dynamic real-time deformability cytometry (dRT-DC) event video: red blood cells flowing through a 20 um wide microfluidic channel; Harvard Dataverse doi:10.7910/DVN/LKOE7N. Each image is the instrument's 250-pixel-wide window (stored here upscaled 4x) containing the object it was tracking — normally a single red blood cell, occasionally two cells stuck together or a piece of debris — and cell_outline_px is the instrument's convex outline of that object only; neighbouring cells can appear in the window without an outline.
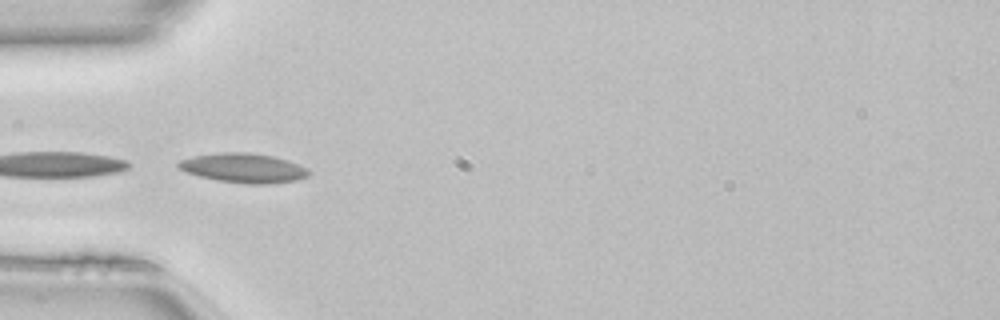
{"species": "common noctule bat (a hibernating species)", "species_latin": "Nyctalus noctula", "temperature_condition": "room temperature", "stored_images_in_passage": 23, "camera_frame_rate_fps": 3000, "um_per_image_px": 0.085, "animal": {"sex": "female", "body_mass_g": 22.7, "forearm_length_mm": 54.2}, "frame": {"image": 1, "passage_image": 1, "time_ms": 0.0, "image_size_px": [1000, 320], "cell_outline_px": [[312, 172], [308, 176], [296, 180], [268, 184], [248, 184], [216, 180], [200, 176], [176, 168], [176, 164], [180, 160], [192, 156], [220, 152], [248, 152], [272, 156], [288, 160], [308, 168]], "centroid_in_image_um": [20.7, 14.27], "position_along_channel_um": 64.3, "area_um2": 22.48}, "authors_computed_cell_mechanics": {"area_um2": 21.7328, "velocity_mm_per_s": 4.1192, "shape_relaxation_time_tau1_ms": 3.0816, "shape_relaxation_time_tau2_ms": null, "deformation_change_tau1": 0.1216, "deformation_change_tau2": null}}